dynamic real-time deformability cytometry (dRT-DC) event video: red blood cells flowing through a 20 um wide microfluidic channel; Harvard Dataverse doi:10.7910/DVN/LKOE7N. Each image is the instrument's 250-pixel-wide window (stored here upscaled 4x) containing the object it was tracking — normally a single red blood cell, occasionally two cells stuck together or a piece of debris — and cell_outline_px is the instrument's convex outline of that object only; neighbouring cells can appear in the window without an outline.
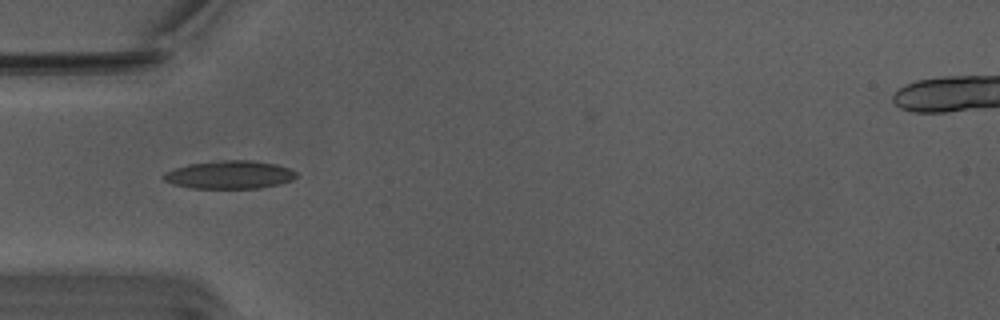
{"species": "Egyptian fruit bat (a non-hibernating species)", "species_latin": "Rousettus aegyptiacus", "temperature_condition": "warm", "stored_images_in_passage": 27, "camera_frame_rate_fps": 3000, "um_per_image_px": 0.085, "animal": {"sex": "male"}, "frame": {"image": 1, "passage_image": 5, "time_ms": 1.333, "image_size_px": [1000, 320], "cell_outline_px": [[296, 176], [292, 180], [280, 184], [260, 188], [192, 188], [172, 184], [164, 180], [160, 176], [164, 172], [188, 164], [224, 160], [252, 160], [276, 164], [288, 168], [296, 172]], "centroid_in_image_um": [19.49, 14.85], "position_along_channel_um": 65.5, "area_um2": 21.73}}